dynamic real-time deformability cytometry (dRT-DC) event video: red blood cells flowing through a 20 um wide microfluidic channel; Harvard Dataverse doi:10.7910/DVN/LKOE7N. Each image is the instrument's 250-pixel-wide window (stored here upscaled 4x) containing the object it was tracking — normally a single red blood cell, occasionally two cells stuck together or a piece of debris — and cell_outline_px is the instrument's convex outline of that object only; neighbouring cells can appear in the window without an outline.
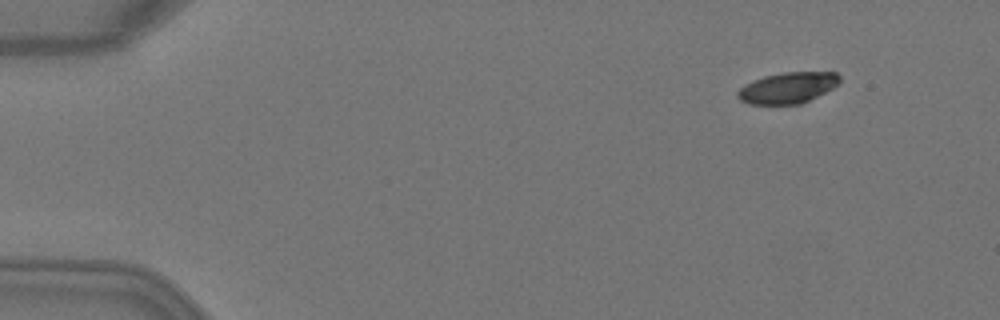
{"species": "Egyptian fruit bat (a non-hibernating species)", "species_latin": "Rousettus aegyptiacus", "temperature_condition": "warm", "stored_images_in_passage": 4, "camera_frame_rate_fps": 3000, "um_per_image_px": 0.085, "animal": {"sex": "female"}, "frame": {"image": 1, "passage_image": 2, "time_ms": 0.333, "image_size_px": [1000, 320], "cell_outline_px": [[840, 84], [800, 104], [748, 104], [740, 100], [736, 96], [736, 92], [744, 84], [752, 80], [764, 76], [784, 72], [836, 72], [840, 76]], "centroid_in_image_um": [66.93, 7.45], "position_along_channel_um": 18.1, "area_um2": 18.5}}